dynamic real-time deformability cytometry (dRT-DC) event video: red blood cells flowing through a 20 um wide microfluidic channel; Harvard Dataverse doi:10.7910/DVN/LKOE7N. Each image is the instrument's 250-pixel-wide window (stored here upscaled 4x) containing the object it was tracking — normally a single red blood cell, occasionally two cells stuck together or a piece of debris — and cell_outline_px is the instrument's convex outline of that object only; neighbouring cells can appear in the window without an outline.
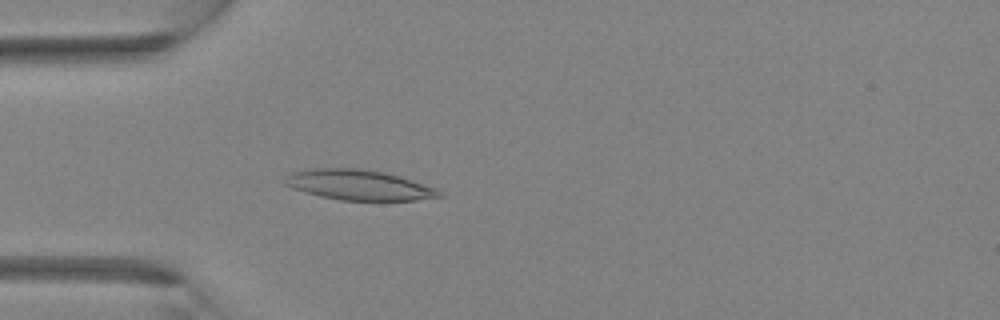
{"species": "Egyptian fruit bat (a non-hibernating species)", "species_latin": "Rousettus aegyptiacus", "temperature_condition": "room temperature", "stored_images_in_passage": 3, "camera_frame_rate_fps": 3000, "um_per_image_px": 0.085, "animal": {"sex": "female"}, "frame": {"image": 1, "passage_image": 3, "time_ms": 2.333, "image_size_px": [1000, 320], "cell_outline_px": [[444, 196], [416, 200], [340, 200], [320, 196], [304, 192], [292, 188], [284, 184], [284, 176], [292, 172], [312, 168], [360, 168], [384, 172], [400, 176], [436, 188]], "centroid_in_image_um": [30.46, 15.71], "position_along_channel_um": 54.5, "area_um2": 27.22}}